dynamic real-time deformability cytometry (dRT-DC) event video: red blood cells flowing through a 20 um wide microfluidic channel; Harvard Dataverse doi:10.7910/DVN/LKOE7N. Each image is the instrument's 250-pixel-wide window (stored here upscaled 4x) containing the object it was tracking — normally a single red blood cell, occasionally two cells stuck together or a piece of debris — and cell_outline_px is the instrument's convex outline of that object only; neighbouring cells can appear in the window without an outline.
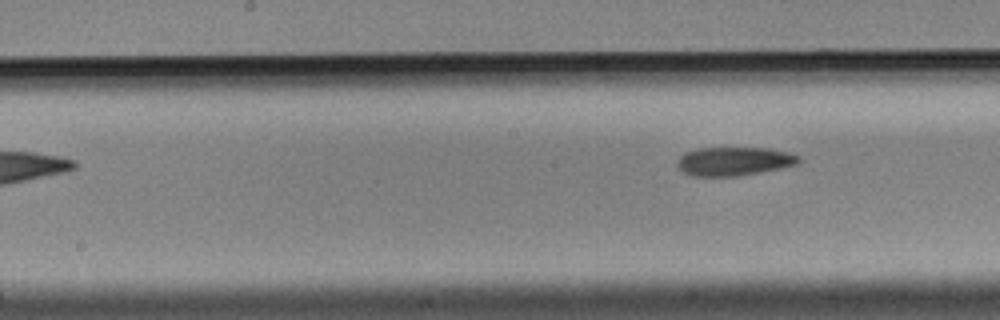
{"species": "Egyptian fruit bat (a non-hibernating species)", "species_latin": "Rousettus aegyptiacus", "temperature_condition": "cold", "stored_images_in_passage": 7, "camera_frame_rate_fps": 3000, "um_per_image_px": 0.085, "animal": {"sex": "male"}, "frame": {"image": 1, "passage_image": 7, "time_ms": 2.0, "image_size_px": [1000, 320], "cell_outline_px": [[800, 164], [760, 172], [736, 176], [688, 176], [676, 168], [676, 160], [684, 152], [696, 148], [768, 148], [788, 152], [800, 156]], "centroid_in_image_um": [62.34, 13.71], "position_along_channel_um": 185.9, "area_um2": 20.63}}